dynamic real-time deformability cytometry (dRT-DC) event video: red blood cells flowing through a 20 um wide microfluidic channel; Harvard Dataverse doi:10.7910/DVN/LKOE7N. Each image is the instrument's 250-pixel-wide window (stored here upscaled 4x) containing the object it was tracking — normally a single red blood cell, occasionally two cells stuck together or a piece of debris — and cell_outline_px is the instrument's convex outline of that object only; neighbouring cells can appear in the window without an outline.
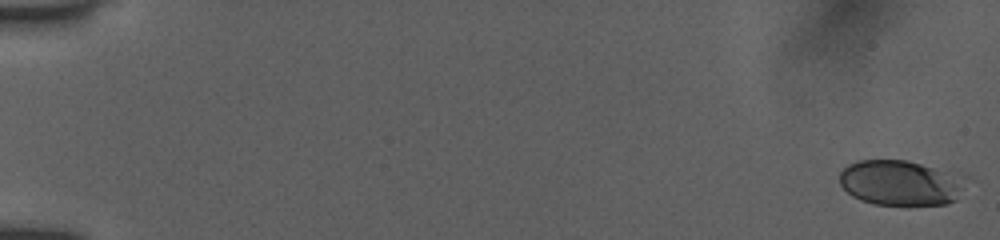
{"species": "human", "species_latin": "Homo sapiens", "temperature_condition": "room temperature", "stored_images_in_passage": 22, "camera_frame_rate_fps": 3000, "um_per_image_px": 0.085, "donor": {"sex": "female"}, "frame": {"image": 1, "passage_image": 1, "time_ms": 0.0, "image_size_px": [1000, 240], "cell_outline_px": [[972, 180], [956, 200], [948, 204], [872, 204], [860, 200], [852, 196], [840, 184], [840, 172], [848, 164], [856, 160], [908, 160], [968, 176]], "centroid_in_image_um": [76.64, 15.53], "position_along_channel_um": 8.4, "area_um2": 33.93}}
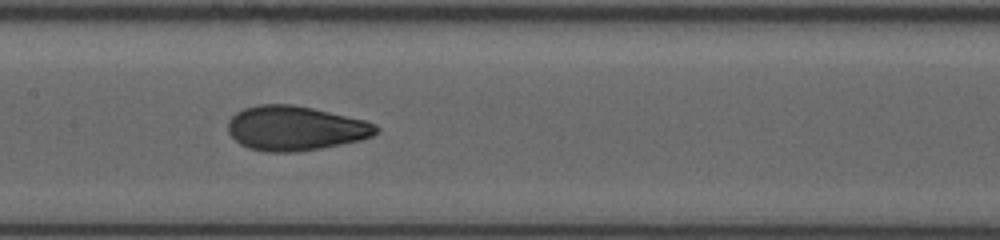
{"frame": {"image": 2, "passage_image": 14, "time_ms": 9.0, "image_size_px": [1000, 240], "cell_outline_px": [[380, 132], [372, 136], [360, 140], [320, 148], [296, 152], [264, 152], [248, 148], [240, 144], [228, 132], [228, 120], [236, 112], [244, 108], [256, 104], [292, 104], [312, 108], [364, 120], [376, 124], [380, 128]], "centroid_in_image_um": [25.09, 10.9], "position_along_channel_um": 182.3, "area_um2": 38.55}}
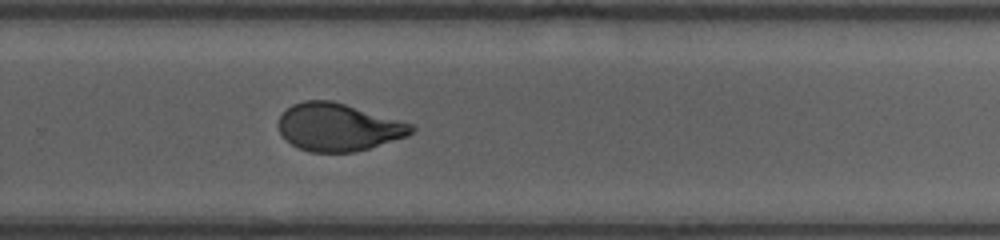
{"frame": {"image": 3, "passage_image": 22, "time_ms": 12.0, "image_size_px": [1000, 240], "cell_outline_px": [[416, 128], [408, 136], [368, 148], [352, 152], [308, 152], [296, 148], [280, 132], [276, 124], [280, 116], [292, 104], [304, 100], [332, 100], [412, 124]], "centroid_in_image_um": [28.72, 10.81], "position_along_channel_um": 301.1, "area_um2": 36.76}}